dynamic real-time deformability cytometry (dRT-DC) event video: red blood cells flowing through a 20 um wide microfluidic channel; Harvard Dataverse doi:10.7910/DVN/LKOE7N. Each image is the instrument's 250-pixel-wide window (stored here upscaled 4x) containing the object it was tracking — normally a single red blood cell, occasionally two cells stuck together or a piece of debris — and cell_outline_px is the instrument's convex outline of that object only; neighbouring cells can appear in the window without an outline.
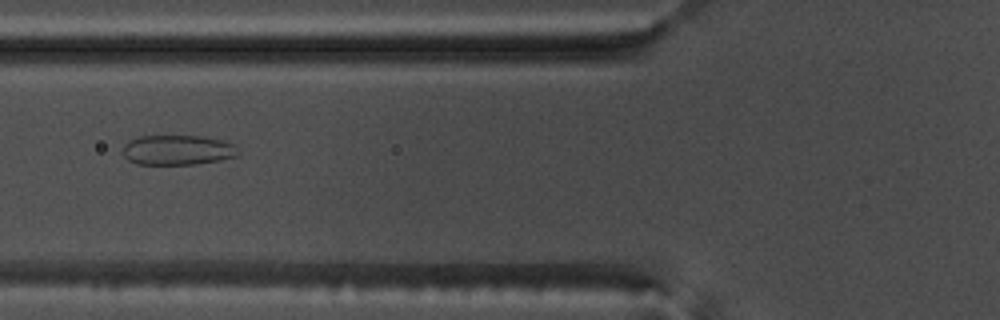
{"species": "common noctule bat (a hibernating species)", "species_latin": "Nyctalus noctula", "temperature_condition": "warm", "stored_images_in_passage": 45, "camera_frame_rate_fps": 3000, "um_per_image_px": 0.085, "animal": {"sex": "male", "body_mass_g": 17.5, "forearm_length_mm": 52.3}, "frame": {"image": 1, "passage_image": 12, "time_ms": 3.667, "image_size_px": [1000, 320], "cell_outline_px": [[240, 152], [236, 156], [220, 160], [196, 164], [136, 164], [128, 160], [124, 156], [124, 144], [128, 140], [140, 136], [200, 136], [224, 140], [232, 144]], "centroid_in_image_um": [15.09, 12.75], "position_along_channel_um": 110.7, "area_um2": 20.11}}
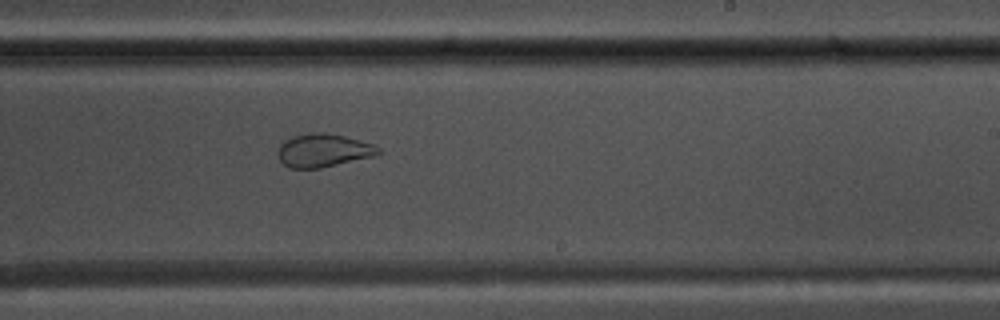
{"frame": {"image": 2, "passage_image": 24, "time_ms": 7.667, "image_size_px": [1000, 320], "cell_outline_px": [[384, 152], [376, 156], [320, 168], [288, 168], [280, 160], [276, 152], [280, 144], [284, 140], [292, 136], [312, 132], [328, 132], [344, 136], [372, 144], [380, 148]], "centroid_in_image_um": [27.48, 12.78], "position_along_channel_um": 261.5, "area_um2": 19.71}}
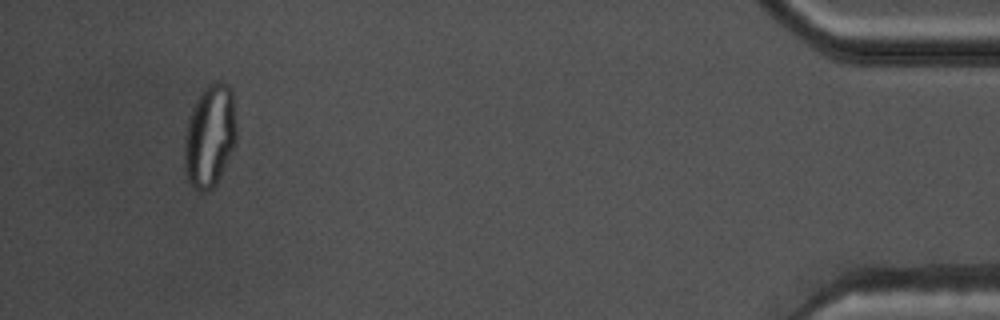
{"frame": {"image": 3, "passage_image": 42, "time_ms": 13.667, "image_size_px": [1000, 320], "cell_outline_px": [[236, 144], [212, 188], [208, 192], [200, 192], [188, 180], [184, 164], [184, 136], [188, 120], [192, 108], [196, 100], [204, 88], [208, 84], [216, 80], [220, 80], [228, 84], [232, 88], [236, 124]], "centroid_in_image_um": [17.84, 11.5], "position_along_channel_um": 417.4, "area_um2": 31.21}}